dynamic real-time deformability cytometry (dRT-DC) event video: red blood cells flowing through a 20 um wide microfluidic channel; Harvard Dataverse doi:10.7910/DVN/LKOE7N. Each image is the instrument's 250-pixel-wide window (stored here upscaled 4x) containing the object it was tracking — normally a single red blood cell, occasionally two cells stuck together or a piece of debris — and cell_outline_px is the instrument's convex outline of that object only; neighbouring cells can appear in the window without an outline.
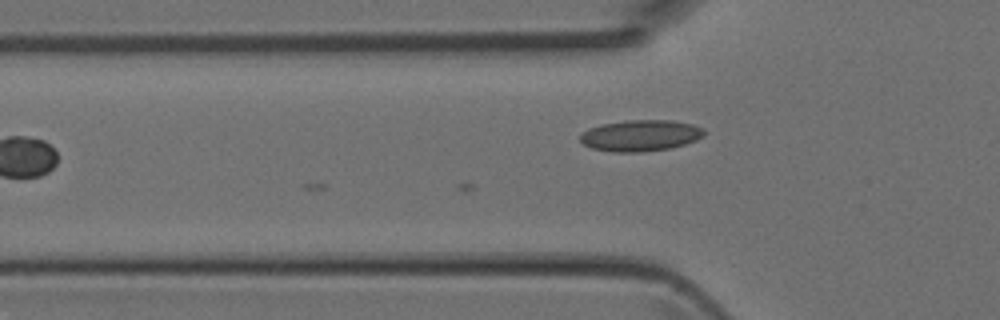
{"species": "Egyptian fruit bat (a non-hibernating species)", "species_latin": "Rousettus aegyptiacus", "temperature_condition": "room temperature", "stored_images_in_passage": 5, "camera_frame_rate_fps": 3000, "um_per_image_px": 0.085, "animal": {"sex": "female"}, "frame": {"image": 1, "passage_image": 5, "time_ms": 1.333, "image_size_px": [1000, 320], "cell_outline_px": [[704, 136], [696, 140], [672, 148], [640, 152], [612, 152], [592, 148], [584, 144], [580, 140], [580, 136], [588, 128], [600, 124], [628, 120], [672, 120], [692, 124], [704, 128]], "centroid_in_image_um": [54.45, 11.52], "position_along_channel_um": 71.3, "area_um2": 22.66}}